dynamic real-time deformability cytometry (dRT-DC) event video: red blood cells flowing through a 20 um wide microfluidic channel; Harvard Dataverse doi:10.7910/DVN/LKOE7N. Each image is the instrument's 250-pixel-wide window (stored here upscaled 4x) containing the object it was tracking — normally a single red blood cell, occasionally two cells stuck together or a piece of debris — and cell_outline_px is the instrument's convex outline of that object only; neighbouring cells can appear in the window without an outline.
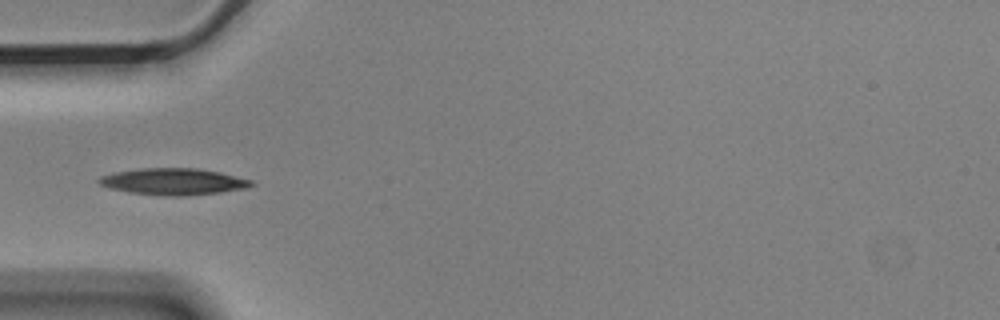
{"species": "Egyptian fruit bat (a non-hibernating species)", "species_latin": "Rousettus aegyptiacus", "temperature_condition": "cold", "stored_images_in_passage": 4, "camera_frame_rate_fps": 3000, "um_per_image_px": 0.085, "animal": {"sex": "male"}, "frame": {"image": 1, "passage_image": 1, "time_ms": 0.0, "image_size_px": [1000, 320], "cell_outline_px": [[256, 184], [248, 188], [220, 192], [184, 196], [164, 196], [128, 192], [112, 188], [100, 184], [96, 180], [100, 176], [112, 172], [140, 168], [196, 168], [220, 172], [252, 180]], "centroid_in_image_um": [14.74, 15.43], "position_along_channel_um": 70.3, "area_um2": 23.76}}
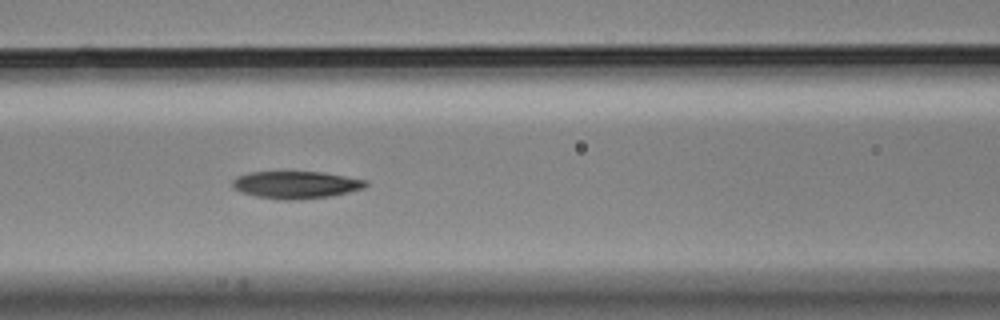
{"frame": {"image": 2, "passage_image": 3, "time_ms": 0.667, "image_size_px": [1000, 320], "cell_outline_px": [[368, 184], [364, 188], [332, 196], [292, 200], [280, 200], [256, 196], [240, 192], [232, 188], [232, 180], [236, 176], [248, 172], [324, 172], [368, 180]], "centroid_in_image_um": [25.14, 15.7], "position_along_channel_um": 141.5, "area_um2": 21.44}}
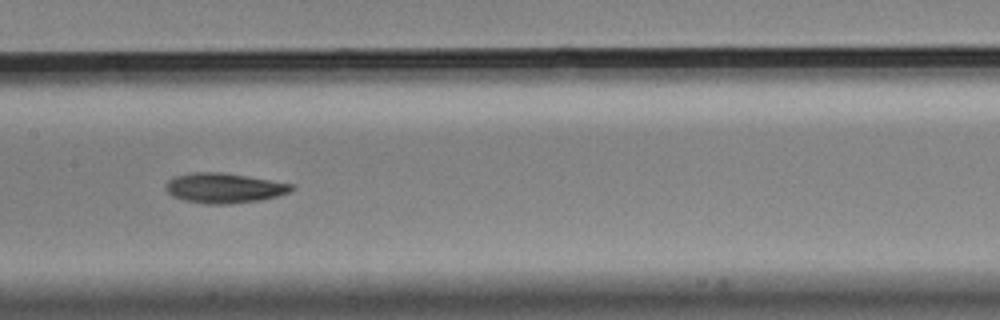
{"frame": {"image": 3, "passage_image": 4, "time_ms": 1.0, "image_size_px": [1000, 320], "cell_outline_px": [[296, 188], [288, 192], [276, 196], [260, 200], [232, 204], [204, 204], [184, 200], [172, 196], [164, 188], [164, 184], [168, 180], [176, 176], [196, 172], [220, 172], [292, 184]], "centroid_in_image_um": [19.0, 15.99], "position_along_channel_um": 188.4, "area_um2": 21.79}}